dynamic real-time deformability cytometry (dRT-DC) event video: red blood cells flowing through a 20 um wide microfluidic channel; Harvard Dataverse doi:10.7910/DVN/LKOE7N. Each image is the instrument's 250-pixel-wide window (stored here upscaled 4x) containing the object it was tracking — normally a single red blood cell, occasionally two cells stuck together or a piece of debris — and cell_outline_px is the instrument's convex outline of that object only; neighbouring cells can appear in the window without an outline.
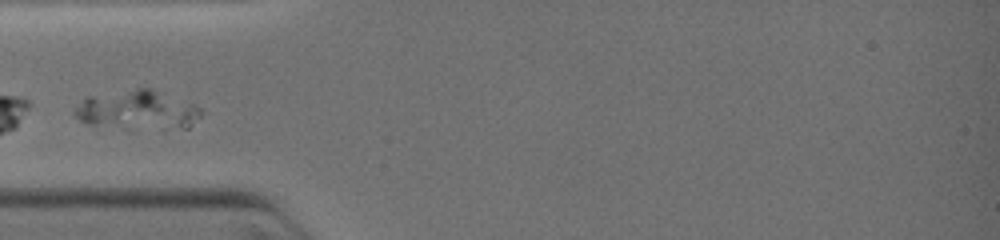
{"species": "common noctule bat (a hibernating species)", "species_latin": "Nyctalus noctula", "temperature_condition": "warm", "stored_images_in_passage": 18, "camera_frame_rate_fps": 3000, "um_per_image_px": 0.085, "animal": {"sex": "female", "body_mass_g": 19.0, "forearm_length_mm": 51.5}, "frame": {"image": 1, "passage_image": 4, "time_ms": 1.333, "image_size_px": [1000, 240], "cell_outline_px": [[200, 116], [188, 128], [184, 128], [88, 124], [80, 120], [72, 112], [88, 96], [136, 88], [152, 88], [192, 104], [200, 108]], "centroid_in_image_um": [11.68, 9.31], "position_along_channel_um": 73.3, "area_um2": 27.46}}